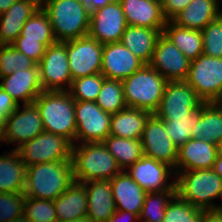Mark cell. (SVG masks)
Wrapping results in <instances>:
<instances>
[{
    "mask_svg": "<svg viewBox=\"0 0 222 222\" xmlns=\"http://www.w3.org/2000/svg\"><path fill=\"white\" fill-rule=\"evenodd\" d=\"M74 181L71 160L52 161L26 167L24 195L56 200Z\"/></svg>",
    "mask_w": 222,
    "mask_h": 222,
    "instance_id": "obj_1",
    "label": "cell"
},
{
    "mask_svg": "<svg viewBox=\"0 0 222 222\" xmlns=\"http://www.w3.org/2000/svg\"><path fill=\"white\" fill-rule=\"evenodd\" d=\"M40 112L46 132L67 138L75 144L77 129L75 100L68 91H42L33 102Z\"/></svg>",
    "mask_w": 222,
    "mask_h": 222,
    "instance_id": "obj_2",
    "label": "cell"
},
{
    "mask_svg": "<svg viewBox=\"0 0 222 222\" xmlns=\"http://www.w3.org/2000/svg\"><path fill=\"white\" fill-rule=\"evenodd\" d=\"M74 181L111 180L121 172L104 142L74 144L72 148Z\"/></svg>",
    "mask_w": 222,
    "mask_h": 222,
    "instance_id": "obj_3",
    "label": "cell"
},
{
    "mask_svg": "<svg viewBox=\"0 0 222 222\" xmlns=\"http://www.w3.org/2000/svg\"><path fill=\"white\" fill-rule=\"evenodd\" d=\"M176 194L201 210H219L214 200L222 198V178L212 169L182 171L176 174Z\"/></svg>",
    "mask_w": 222,
    "mask_h": 222,
    "instance_id": "obj_4",
    "label": "cell"
},
{
    "mask_svg": "<svg viewBox=\"0 0 222 222\" xmlns=\"http://www.w3.org/2000/svg\"><path fill=\"white\" fill-rule=\"evenodd\" d=\"M41 7L48 16L56 41L88 35L90 11L79 0H46Z\"/></svg>",
    "mask_w": 222,
    "mask_h": 222,
    "instance_id": "obj_5",
    "label": "cell"
},
{
    "mask_svg": "<svg viewBox=\"0 0 222 222\" xmlns=\"http://www.w3.org/2000/svg\"><path fill=\"white\" fill-rule=\"evenodd\" d=\"M167 82L149 64L143 65L122 80L126 106L147 110L153 114L159 107Z\"/></svg>",
    "mask_w": 222,
    "mask_h": 222,
    "instance_id": "obj_6",
    "label": "cell"
},
{
    "mask_svg": "<svg viewBox=\"0 0 222 222\" xmlns=\"http://www.w3.org/2000/svg\"><path fill=\"white\" fill-rule=\"evenodd\" d=\"M203 102H222V58L201 54L185 80Z\"/></svg>",
    "mask_w": 222,
    "mask_h": 222,
    "instance_id": "obj_7",
    "label": "cell"
},
{
    "mask_svg": "<svg viewBox=\"0 0 222 222\" xmlns=\"http://www.w3.org/2000/svg\"><path fill=\"white\" fill-rule=\"evenodd\" d=\"M72 148L73 144L67 138L43 131L16 150L28 167L45 162L71 160Z\"/></svg>",
    "mask_w": 222,
    "mask_h": 222,
    "instance_id": "obj_8",
    "label": "cell"
},
{
    "mask_svg": "<svg viewBox=\"0 0 222 222\" xmlns=\"http://www.w3.org/2000/svg\"><path fill=\"white\" fill-rule=\"evenodd\" d=\"M75 144L103 142L110 134L112 114L94 101H75Z\"/></svg>",
    "mask_w": 222,
    "mask_h": 222,
    "instance_id": "obj_9",
    "label": "cell"
},
{
    "mask_svg": "<svg viewBox=\"0 0 222 222\" xmlns=\"http://www.w3.org/2000/svg\"><path fill=\"white\" fill-rule=\"evenodd\" d=\"M38 67L44 91H69L72 77L69 71L66 41H56L48 46Z\"/></svg>",
    "mask_w": 222,
    "mask_h": 222,
    "instance_id": "obj_10",
    "label": "cell"
},
{
    "mask_svg": "<svg viewBox=\"0 0 222 222\" xmlns=\"http://www.w3.org/2000/svg\"><path fill=\"white\" fill-rule=\"evenodd\" d=\"M103 44L89 35L66 41L72 80L101 73Z\"/></svg>",
    "mask_w": 222,
    "mask_h": 222,
    "instance_id": "obj_11",
    "label": "cell"
},
{
    "mask_svg": "<svg viewBox=\"0 0 222 222\" xmlns=\"http://www.w3.org/2000/svg\"><path fill=\"white\" fill-rule=\"evenodd\" d=\"M20 105L6 118L4 133L0 140L1 145L3 143H6V146L9 143L18 145L14 149L45 131L36 105L34 103L23 104L22 109Z\"/></svg>",
    "mask_w": 222,
    "mask_h": 222,
    "instance_id": "obj_12",
    "label": "cell"
},
{
    "mask_svg": "<svg viewBox=\"0 0 222 222\" xmlns=\"http://www.w3.org/2000/svg\"><path fill=\"white\" fill-rule=\"evenodd\" d=\"M202 103L185 80L168 81L159 107L153 114L159 119L186 117Z\"/></svg>",
    "mask_w": 222,
    "mask_h": 222,
    "instance_id": "obj_13",
    "label": "cell"
},
{
    "mask_svg": "<svg viewBox=\"0 0 222 222\" xmlns=\"http://www.w3.org/2000/svg\"><path fill=\"white\" fill-rule=\"evenodd\" d=\"M127 26L119 0H112L103 8L90 12L88 35L103 45L120 42Z\"/></svg>",
    "mask_w": 222,
    "mask_h": 222,
    "instance_id": "obj_14",
    "label": "cell"
},
{
    "mask_svg": "<svg viewBox=\"0 0 222 222\" xmlns=\"http://www.w3.org/2000/svg\"><path fill=\"white\" fill-rule=\"evenodd\" d=\"M141 143L144 156L171 166L175 172L178 148L169 138L164 121L154 114L146 122Z\"/></svg>",
    "mask_w": 222,
    "mask_h": 222,
    "instance_id": "obj_15",
    "label": "cell"
},
{
    "mask_svg": "<svg viewBox=\"0 0 222 222\" xmlns=\"http://www.w3.org/2000/svg\"><path fill=\"white\" fill-rule=\"evenodd\" d=\"M191 61L163 33L159 36L150 66L167 81L186 80Z\"/></svg>",
    "mask_w": 222,
    "mask_h": 222,
    "instance_id": "obj_16",
    "label": "cell"
},
{
    "mask_svg": "<svg viewBox=\"0 0 222 222\" xmlns=\"http://www.w3.org/2000/svg\"><path fill=\"white\" fill-rule=\"evenodd\" d=\"M126 172L147 193L168 191L175 186V180L168 181L170 176L176 177L174 169L150 157L143 156Z\"/></svg>",
    "mask_w": 222,
    "mask_h": 222,
    "instance_id": "obj_17",
    "label": "cell"
},
{
    "mask_svg": "<svg viewBox=\"0 0 222 222\" xmlns=\"http://www.w3.org/2000/svg\"><path fill=\"white\" fill-rule=\"evenodd\" d=\"M145 65L121 42L103 45L101 73L106 79L124 80Z\"/></svg>",
    "mask_w": 222,
    "mask_h": 222,
    "instance_id": "obj_18",
    "label": "cell"
},
{
    "mask_svg": "<svg viewBox=\"0 0 222 222\" xmlns=\"http://www.w3.org/2000/svg\"><path fill=\"white\" fill-rule=\"evenodd\" d=\"M0 80L2 81L0 88L7 92L18 105L21 102L22 105L33 103L43 91L38 64L31 69L13 72Z\"/></svg>",
    "mask_w": 222,
    "mask_h": 222,
    "instance_id": "obj_19",
    "label": "cell"
},
{
    "mask_svg": "<svg viewBox=\"0 0 222 222\" xmlns=\"http://www.w3.org/2000/svg\"><path fill=\"white\" fill-rule=\"evenodd\" d=\"M218 153V146L213 143L189 139L178 149L175 175L182 171L212 169Z\"/></svg>",
    "mask_w": 222,
    "mask_h": 222,
    "instance_id": "obj_20",
    "label": "cell"
},
{
    "mask_svg": "<svg viewBox=\"0 0 222 222\" xmlns=\"http://www.w3.org/2000/svg\"><path fill=\"white\" fill-rule=\"evenodd\" d=\"M127 25L157 29L163 33L166 19L157 0H119Z\"/></svg>",
    "mask_w": 222,
    "mask_h": 222,
    "instance_id": "obj_21",
    "label": "cell"
},
{
    "mask_svg": "<svg viewBox=\"0 0 222 222\" xmlns=\"http://www.w3.org/2000/svg\"><path fill=\"white\" fill-rule=\"evenodd\" d=\"M87 192V215L91 222H108L116 207L110 180H91L83 183Z\"/></svg>",
    "mask_w": 222,
    "mask_h": 222,
    "instance_id": "obj_22",
    "label": "cell"
},
{
    "mask_svg": "<svg viewBox=\"0 0 222 222\" xmlns=\"http://www.w3.org/2000/svg\"><path fill=\"white\" fill-rule=\"evenodd\" d=\"M116 210L129 211L139 216L147 192L126 171L110 180Z\"/></svg>",
    "mask_w": 222,
    "mask_h": 222,
    "instance_id": "obj_23",
    "label": "cell"
},
{
    "mask_svg": "<svg viewBox=\"0 0 222 222\" xmlns=\"http://www.w3.org/2000/svg\"><path fill=\"white\" fill-rule=\"evenodd\" d=\"M220 0H192L172 21L178 26L202 30L222 14Z\"/></svg>",
    "mask_w": 222,
    "mask_h": 222,
    "instance_id": "obj_24",
    "label": "cell"
},
{
    "mask_svg": "<svg viewBox=\"0 0 222 222\" xmlns=\"http://www.w3.org/2000/svg\"><path fill=\"white\" fill-rule=\"evenodd\" d=\"M87 192L83 183H73L54 200L57 219L60 222L84 218L87 215Z\"/></svg>",
    "mask_w": 222,
    "mask_h": 222,
    "instance_id": "obj_25",
    "label": "cell"
},
{
    "mask_svg": "<svg viewBox=\"0 0 222 222\" xmlns=\"http://www.w3.org/2000/svg\"><path fill=\"white\" fill-rule=\"evenodd\" d=\"M3 153L4 155H0V192L24 193L26 165L16 149Z\"/></svg>",
    "mask_w": 222,
    "mask_h": 222,
    "instance_id": "obj_26",
    "label": "cell"
},
{
    "mask_svg": "<svg viewBox=\"0 0 222 222\" xmlns=\"http://www.w3.org/2000/svg\"><path fill=\"white\" fill-rule=\"evenodd\" d=\"M151 112L143 109L126 107L112 114L110 134L119 138L141 139Z\"/></svg>",
    "mask_w": 222,
    "mask_h": 222,
    "instance_id": "obj_27",
    "label": "cell"
},
{
    "mask_svg": "<svg viewBox=\"0 0 222 222\" xmlns=\"http://www.w3.org/2000/svg\"><path fill=\"white\" fill-rule=\"evenodd\" d=\"M157 29L128 25L120 42L144 64H150L159 36Z\"/></svg>",
    "mask_w": 222,
    "mask_h": 222,
    "instance_id": "obj_28",
    "label": "cell"
},
{
    "mask_svg": "<svg viewBox=\"0 0 222 222\" xmlns=\"http://www.w3.org/2000/svg\"><path fill=\"white\" fill-rule=\"evenodd\" d=\"M192 129L193 138L219 146L222 143V102H203L198 124Z\"/></svg>",
    "mask_w": 222,
    "mask_h": 222,
    "instance_id": "obj_29",
    "label": "cell"
},
{
    "mask_svg": "<svg viewBox=\"0 0 222 222\" xmlns=\"http://www.w3.org/2000/svg\"><path fill=\"white\" fill-rule=\"evenodd\" d=\"M163 34L190 60L203 54V39L200 30L178 26L172 20L166 21Z\"/></svg>",
    "mask_w": 222,
    "mask_h": 222,
    "instance_id": "obj_30",
    "label": "cell"
},
{
    "mask_svg": "<svg viewBox=\"0 0 222 222\" xmlns=\"http://www.w3.org/2000/svg\"><path fill=\"white\" fill-rule=\"evenodd\" d=\"M103 142L109 153L115 158L121 171H126L144 156L141 139L119 138L109 135Z\"/></svg>",
    "mask_w": 222,
    "mask_h": 222,
    "instance_id": "obj_31",
    "label": "cell"
},
{
    "mask_svg": "<svg viewBox=\"0 0 222 222\" xmlns=\"http://www.w3.org/2000/svg\"><path fill=\"white\" fill-rule=\"evenodd\" d=\"M18 37H24V40H38L47 47L56 42L52 26L42 7L29 17Z\"/></svg>",
    "mask_w": 222,
    "mask_h": 222,
    "instance_id": "obj_32",
    "label": "cell"
},
{
    "mask_svg": "<svg viewBox=\"0 0 222 222\" xmlns=\"http://www.w3.org/2000/svg\"><path fill=\"white\" fill-rule=\"evenodd\" d=\"M176 195V185L168 191L147 193L144 198L139 221L162 222L169 202Z\"/></svg>",
    "mask_w": 222,
    "mask_h": 222,
    "instance_id": "obj_33",
    "label": "cell"
},
{
    "mask_svg": "<svg viewBox=\"0 0 222 222\" xmlns=\"http://www.w3.org/2000/svg\"><path fill=\"white\" fill-rule=\"evenodd\" d=\"M200 107L186 117L160 119L164 121L166 132L175 146L179 149L189 139L193 138V129L198 124Z\"/></svg>",
    "mask_w": 222,
    "mask_h": 222,
    "instance_id": "obj_34",
    "label": "cell"
},
{
    "mask_svg": "<svg viewBox=\"0 0 222 222\" xmlns=\"http://www.w3.org/2000/svg\"><path fill=\"white\" fill-rule=\"evenodd\" d=\"M96 104L105 112L115 114L127 106L121 80L104 79Z\"/></svg>",
    "mask_w": 222,
    "mask_h": 222,
    "instance_id": "obj_35",
    "label": "cell"
},
{
    "mask_svg": "<svg viewBox=\"0 0 222 222\" xmlns=\"http://www.w3.org/2000/svg\"><path fill=\"white\" fill-rule=\"evenodd\" d=\"M36 63L24 53L18 51L12 44L0 47V78L13 72L31 69Z\"/></svg>",
    "mask_w": 222,
    "mask_h": 222,
    "instance_id": "obj_36",
    "label": "cell"
},
{
    "mask_svg": "<svg viewBox=\"0 0 222 222\" xmlns=\"http://www.w3.org/2000/svg\"><path fill=\"white\" fill-rule=\"evenodd\" d=\"M22 222H58L54 201L25 197Z\"/></svg>",
    "mask_w": 222,
    "mask_h": 222,
    "instance_id": "obj_37",
    "label": "cell"
},
{
    "mask_svg": "<svg viewBox=\"0 0 222 222\" xmlns=\"http://www.w3.org/2000/svg\"><path fill=\"white\" fill-rule=\"evenodd\" d=\"M105 76L102 73L88 75L72 80L69 89L75 101H96Z\"/></svg>",
    "mask_w": 222,
    "mask_h": 222,
    "instance_id": "obj_38",
    "label": "cell"
},
{
    "mask_svg": "<svg viewBox=\"0 0 222 222\" xmlns=\"http://www.w3.org/2000/svg\"><path fill=\"white\" fill-rule=\"evenodd\" d=\"M203 211L176 194L166 207L162 222H200Z\"/></svg>",
    "mask_w": 222,
    "mask_h": 222,
    "instance_id": "obj_39",
    "label": "cell"
},
{
    "mask_svg": "<svg viewBox=\"0 0 222 222\" xmlns=\"http://www.w3.org/2000/svg\"><path fill=\"white\" fill-rule=\"evenodd\" d=\"M24 193L0 192V222H22Z\"/></svg>",
    "mask_w": 222,
    "mask_h": 222,
    "instance_id": "obj_40",
    "label": "cell"
},
{
    "mask_svg": "<svg viewBox=\"0 0 222 222\" xmlns=\"http://www.w3.org/2000/svg\"><path fill=\"white\" fill-rule=\"evenodd\" d=\"M203 54L222 58V14L202 30Z\"/></svg>",
    "mask_w": 222,
    "mask_h": 222,
    "instance_id": "obj_41",
    "label": "cell"
},
{
    "mask_svg": "<svg viewBox=\"0 0 222 222\" xmlns=\"http://www.w3.org/2000/svg\"><path fill=\"white\" fill-rule=\"evenodd\" d=\"M40 7L36 0H16L7 11L0 14V19L28 20Z\"/></svg>",
    "mask_w": 222,
    "mask_h": 222,
    "instance_id": "obj_42",
    "label": "cell"
},
{
    "mask_svg": "<svg viewBox=\"0 0 222 222\" xmlns=\"http://www.w3.org/2000/svg\"><path fill=\"white\" fill-rule=\"evenodd\" d=\"M12 45L36 64L41 61L47 49V46L38 40H24V37H18Z\"/></svg>",
    "mask_w": 222,
    "mask_h": 222,
    "instance_id": "obj_43",
    "label": "cell"
},
{
    "mask_svg": "<svg viewBox=\"0 0 222 222\" xmlns=\"http://www.w3.org/2000/svg\"><path fill=\"white\" fill-rule=\"evenodd\" d=\"M27 20L0 19V42L11 45L20 35Z\"/></svg>",
    "mask_w": 222,
    "mask_h": 222,
    "instance_id": "obj_44",
    "label": "cell"
},
{
    "mask_svg": "<svg viewBox=\"0 0 222 222\" xmlns=\"http://www.w3.org/2000/svg\"><path fill=\"white\" fill-rule=\"evenodd\" d=\"M192 0H161V8L164 18L172 20L181 12Z\"/></svg>",
    "mask_w": 222,
    "mask_h": 222,
    "instance_id": "obj_45",
    "label": "cell"
},
{
    "mask_svg": "<svg viewBox=\"0 0 222 222\" xmlns=\"http://www.w3.org/2000/svg\"><path fill=\"white\" fill-rule=\"evenodd\" d=\"M17 107L18 104L11 98V96L0 88V113L7 118Z\"/></svg>",
    "mask_w": 222,
    "mask_h": 222,
    "instance_id": "obj_46",
    "label": "cell"
},
{
    "mask_svg": "<svg viewBox=\"0 0 222 222\" xmlns=\"http://www.w3.org/2000/svg\"><path fill=\"white\" fill-rule=\"evenodd\" d=\"M128 220V221H127ZM138 222L139 216L129 211L116 210L115 213L109 218L108 222Z\"/></svg>",
    "mask_w": 222,
    "mask_h": 222,
    "instance_id": "obj_47",
    "label": "cell"
},
{
    "mask_svg": "<svg viewBox=\"0 0 222 222\" xmlns=\"http://www.w3.org/2000/svg\"><path fill=\"white\" fill-rule=\"evenodd\" d=\"M200 222H222L221 210L203 211Z\"/></svg>",
    "mask_w": 222,
    "mask_h": 222,
    "instance_id": "obj_48",
    "label": "cell"
},
{
    "mask_svg": "<svg viewBox=\"0 0 222 222\" xmlns=\"http://www.w3.org/2000/svg\"><path fill=\"white\" fill-rule=\"evenodd\" d=\"M90 12L103 8L112 0H79Z\"/></svg>",
    "mask_w": 222,
    "mask_h": 222,
    "instance_id": "obj_49",
    "label": "cell"
},
{
    "mask_svg": "<svg viewBox=\"0 0 222 222\" xmlns=\"http://www.w3.org/2000/svg\"><path fill=\"white\" fill-rule=\"evenodd\" d=\"M212 170L222 178V155L218 153Z\"/></svg>",
    "mask_w": 222,
    "mask_h": 222,
    "instance_id": "obj_50",
    "label": "cell"
},
{
    "mask_svg": "<svg viewBox=\"0 0 222 222\" xmlns=\"http://www.w3.org/2000/svg\"><path fill=\"white\" fill-rule=\"evenodd\" d=\"M16 0H0V14L7 11Z\"/></svg>",
    "mask_w": 222,
    "mask_h": 222,
    "instance_id": "obj_51",
    "label": "cell"
},
{
    "mask_svg": "<svg viewBox=\"0 0 222 222\" xmlns=\"http://www.w3.org/2000/svg\"><path fill=\"white\" fill-rule=\"evenodd\" d=\"M6 118L0 113V140L4 133V125Z\"/></svg>",
    "mask_w": 222,
    "mask_h": 222,
    "instance_id": "obj_52",
    "label": "cell"
},
{
    "mask_svg": "<svg viewBox=\"0 0 222 222\" xmlns=\"http://www.w3.org/2000/svg\"><path fill=\"white\" fill-rule=\"evenodd\" d=\"M60 222V221H58ZM63 222H91L87 217L84 218H79V219H75V220H69V221H63Z\"/></svg>",
    "mask_w": 222,
    "mask_h": 222,
    "instance_id": "obj_53",
    "label": "cell"
},
{
    "mask_svg": "<svg viewBox=\"0 0 222 222\" xmlns=\"http://www.w3.org/2000/svg\"><path fill=\"white\" fill-rule=\"evenodd\" d=\"M219 154L222 155V143L218 146Z\"/></svg>",
    "mask_w": 222,
    "mask_h": 222,
    "instance_id": "obj_54",
    "label": "cell"
},
{
    "mask_svg": "<svg viewBox=\"0 0 222 222\" xmlns=\"http://www.w3.org/2000/svg\"><path fill=\"white\" fill-rule=\"evenodd\" d=\"M40 5L44 3L46 0H36Z\"/></svg>",
    "mask_w": 222,
    "mask_h": 222,
    "instance_id": "obj_55",
    "label": "cell"
}]
</instances>
